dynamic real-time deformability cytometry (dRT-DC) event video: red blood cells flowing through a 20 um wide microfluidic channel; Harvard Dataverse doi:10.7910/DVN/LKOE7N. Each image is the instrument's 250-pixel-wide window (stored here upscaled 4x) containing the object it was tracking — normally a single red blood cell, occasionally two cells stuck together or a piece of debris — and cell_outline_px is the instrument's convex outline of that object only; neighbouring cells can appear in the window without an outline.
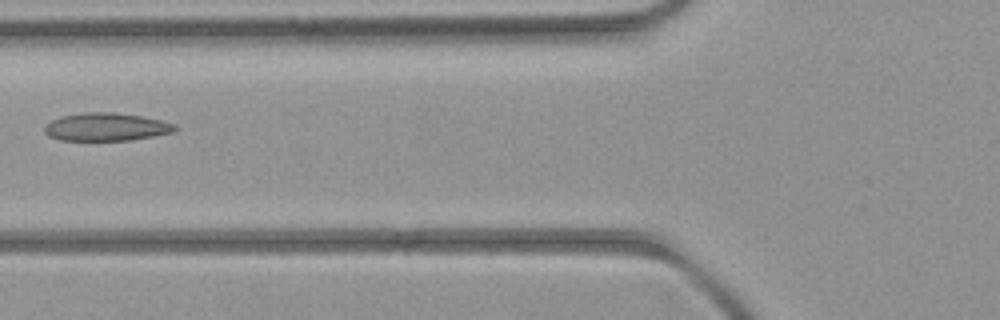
{"species": "common noctule bat (a hibernating species)", "species_latin": "Nyctalus noctula", "temperature_condition": "room temperature", "stored_images_in_passage": 6, "camera_frame_rate_fps": 3000, "um_per_image_px": 0.085, "animal": {"sex": "female", "body_mass_g": 21.9}, "frame": {"image": 1, "passage_image": 6, "time_ms": 5.667, "image_size_px": [1000, 320], "cell_outline_px": [[180, 128], [172, 132], [132, 140], [60, 140], [48, 136], [44, 132], [44, 128], [52, 120], [60, 116], [80, 112], [112, 112], [140, 116], [160, 120], [176, 124]], "centroid_in_image_um": [9.02, 10.78], "position_along_channel_um": 116.8, "area_um2": 21.27}}